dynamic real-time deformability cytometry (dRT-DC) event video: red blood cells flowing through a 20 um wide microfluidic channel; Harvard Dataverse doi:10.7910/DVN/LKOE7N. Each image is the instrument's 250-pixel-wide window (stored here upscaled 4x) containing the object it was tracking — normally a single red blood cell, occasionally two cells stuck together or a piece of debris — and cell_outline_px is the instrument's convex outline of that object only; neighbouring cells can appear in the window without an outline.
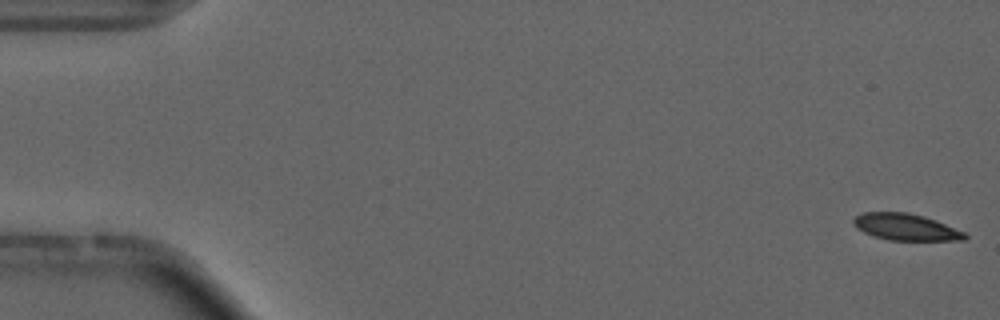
{"species": "common noctule bat (a hibernating species)", "species_latin": "Nyctalus noctula", "temperature_condition": "cold", "stored_images_in_passage": 55, "camera_frame_rate_fps": 3000, "um_per_image_px": 0.085, "animal": {"sex": "male", "forearm_length_mm": 52.5}, "frame": {"image": 1, "passage_image": 1, "time_ms": 0.0, "image_size_px": [1000, 320], "cell_outline_px": [[968, 236], [964, 240], [888, 240], [864, 232], [856, 228], [852, 220], [856, 216], [864, 212], [908, 212], [924, 216], [936, 220], [964, 232]], "centroid_in_image_um": [76.99, 19.29], "position_along_channel_um": 8.0, "area_um2": 17.17}}
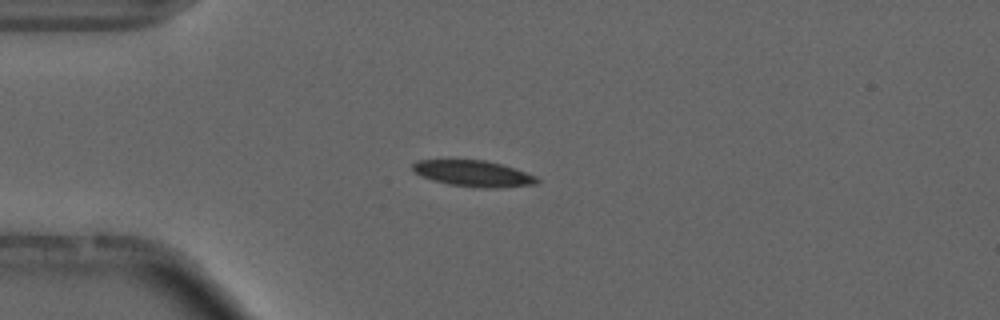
{"frame": {"image": 2, "passage_image": 14, "time_ms": 4.333, "image_size_px": [1000, 320], "cell_outline_px": [[540, 180], [536, 184], [500, 188], [476, 188], [448, 184], [432, 180], [416, 172], [412, 168], [412, 164], [416, 160], [484, 160], [500, 164], [536, 176]], "centroid_in_image_um": [40.24, 14.76], "position_along_channel_um": 44.8, "area_um2": 18.79}, "authors_computed_cell_mechanics": {"area_um2": 18.0914, "velocity_mm_per_s": 3.6981, "shape_relaxation_time_tau1_ms": 11.2994, "shape_relaxation_time_tau2_ms": 9.3052, "deformation_change_tau1": 0.203, "deformation_change_tau2": 0.1686}}